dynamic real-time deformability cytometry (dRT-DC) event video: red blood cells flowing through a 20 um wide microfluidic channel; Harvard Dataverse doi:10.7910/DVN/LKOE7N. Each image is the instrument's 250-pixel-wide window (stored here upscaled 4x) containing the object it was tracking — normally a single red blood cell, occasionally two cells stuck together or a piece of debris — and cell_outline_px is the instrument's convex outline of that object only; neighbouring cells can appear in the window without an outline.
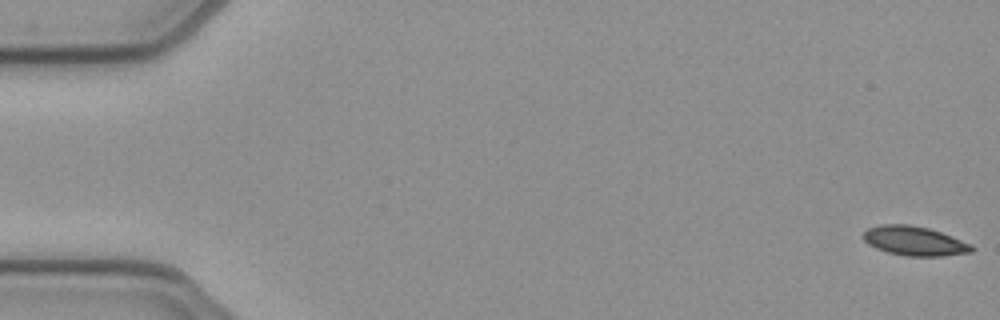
{"species": "common noctule bat (a hibernating species)", "species_latin": "Nyctalus noctula", "temperature_condition": "cold", "stored_images_in_passage": 13, "camera_frame_rate_fps": 3000, "um_per_image_px": 0.085, "animal": {"sex": "female", "body_mass_g": 21.9}, "frame": {"image": 1, "passage_image": 1, "time_ms": 0.0, "image_size_px": [1000, 320], "cell_outline_px": [[976, 248], [972, 252], [944, 256], [904, 256], [888, 252], [876, 248], [868, 244], [860, 236], [868, 228], [880, 224], [908, 224], [928, 228], [952, 236], [972, 244]], "centroid_in_image_um": [77.73, 20.48], "position_along_channel_um": 7.3, "area_um2": 18.73}}